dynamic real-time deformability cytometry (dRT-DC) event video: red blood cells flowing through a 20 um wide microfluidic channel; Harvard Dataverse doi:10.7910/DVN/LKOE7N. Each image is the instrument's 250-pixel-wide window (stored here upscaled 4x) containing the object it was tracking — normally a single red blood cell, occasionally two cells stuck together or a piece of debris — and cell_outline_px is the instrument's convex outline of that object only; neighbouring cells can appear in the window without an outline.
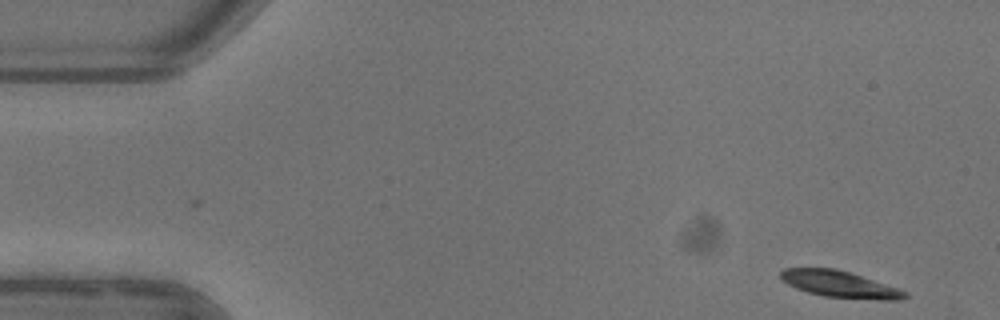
{"species": "common noctule bat (a hibernating species)", "species_latin": "Nyctalus noctula", "temperature_condition": "warm", "stored_images_in_passage": 51, "camera_frame_rate_fps": 3000, "um_per_image_px": 0.085, "animal": {"sex": "female"}, "frame": {"image": 1, "passage_image": 1, "time_ms": 0.0, "image_size_px": [1000, 320], "cell_outline_px": [[908, 296], [900, 300], [876, 300], [824, 296], [808, 292], [796, 288], [788, 284], [780, 276], [780, 272], [784, 268], [836, 268], [852, 272], [908, 292]], "centroid_in_image_um": [71.41, 24.15], "position_along_channel_um": 13.6, "area_um2": 19.25}}
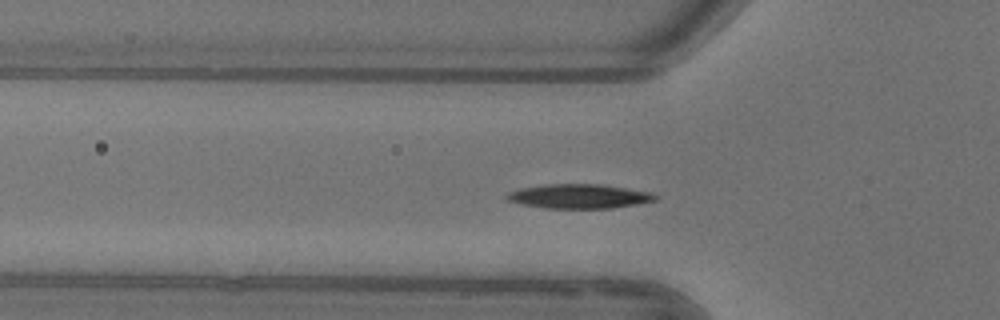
{"frame": {"image": 2, "passage_image": 15, "time_ms": 4.667, "image_size_px": [1000, 320], "cell_outline_px": [[660, 196], [656, 200], [636, 204], [612, 208], [544, 208], [504, 200], [504, 196], [508, 192], [520, 188], [544, 184], [600, 184], [652, 192]], "centroid_in_image_um": [49.21, 16.68], "position_along_channel_um": 76.6, "area_um2": 21.15}}
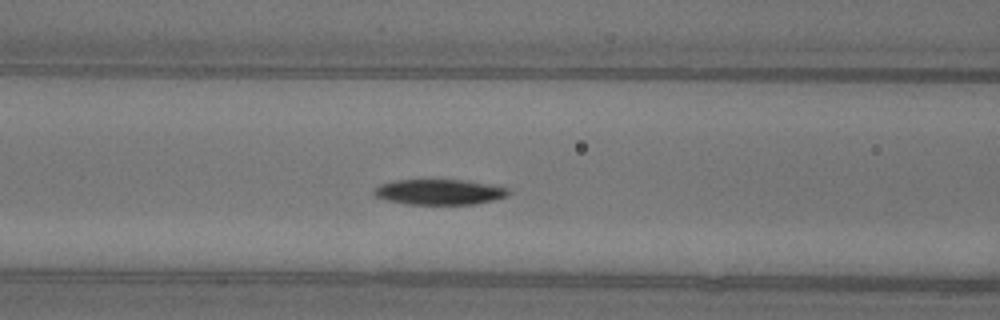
{"frame": {"image": 3, "passage_image": 19, "time_ms": 6.0, "image_size_px": [1000, 320], "cell_outline_px": [[512, 192], [508, 196], [492, 200], [472, 204], [404, 204], [388, 200], [376, 196], [372, 192], [372, 188], [380, 184], [396, 180], [464, 180], [508, 188]], "centroid_in_image_um": [37.32, 16.32], "position_along_channel_um": 129.3, "area_um2": 19.83}, "authors_computed_cell_mechanics": {"area_um2": 19.941, "velocity_mm_per_s": 3.8968, "shape_relaxation_time_tau1_ms": 3.8878, "shape_relaxation_time_tau2_ms": null, "deformation_change_tau1": 0.148, "deformation_change_tau2": null}}